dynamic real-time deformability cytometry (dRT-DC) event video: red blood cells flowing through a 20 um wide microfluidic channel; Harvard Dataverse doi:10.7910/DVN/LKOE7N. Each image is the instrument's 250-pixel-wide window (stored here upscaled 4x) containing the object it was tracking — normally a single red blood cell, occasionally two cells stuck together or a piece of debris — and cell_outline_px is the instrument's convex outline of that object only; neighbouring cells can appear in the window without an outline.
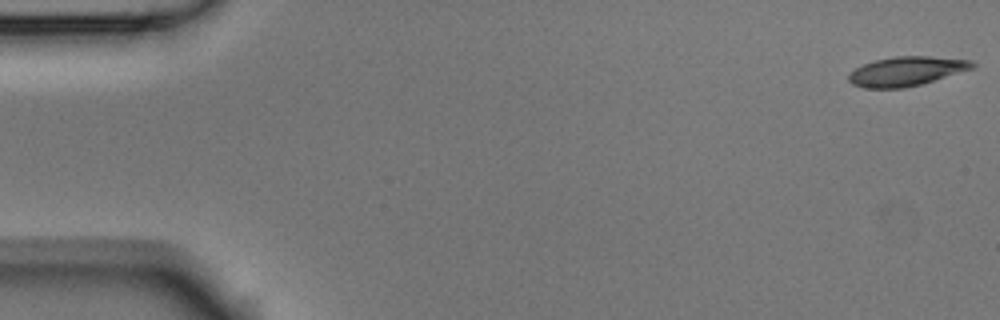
{"species": "Egyptian fruit bat (a non-hibernating species)", "species_latin": "Rousettus aegyptiacus", "temperature_condition": "room temperature", "stored_images_in_passage": 5, "camera_frame_rate_fps": 3000, "um_per_image_px": 0.085, "animal": {"sex": "male"}, "frame": {"image": 1, "passage_image": 1, "time_ms": 0.0, "image_size_px": [1000, 320], "cell_outline_px": [[976, 64], [972, 68], [920, 84], [904, 88], [864, 88], [852, 84], [848, 80], [848, 72], [864, 64], [876, 60], [892, 56], [928, 56], [972, 60]], "centroid_in_image_um": [76.99, 6.05], "position_along_channel_um": 8.0, "area_um2": 20.92}}